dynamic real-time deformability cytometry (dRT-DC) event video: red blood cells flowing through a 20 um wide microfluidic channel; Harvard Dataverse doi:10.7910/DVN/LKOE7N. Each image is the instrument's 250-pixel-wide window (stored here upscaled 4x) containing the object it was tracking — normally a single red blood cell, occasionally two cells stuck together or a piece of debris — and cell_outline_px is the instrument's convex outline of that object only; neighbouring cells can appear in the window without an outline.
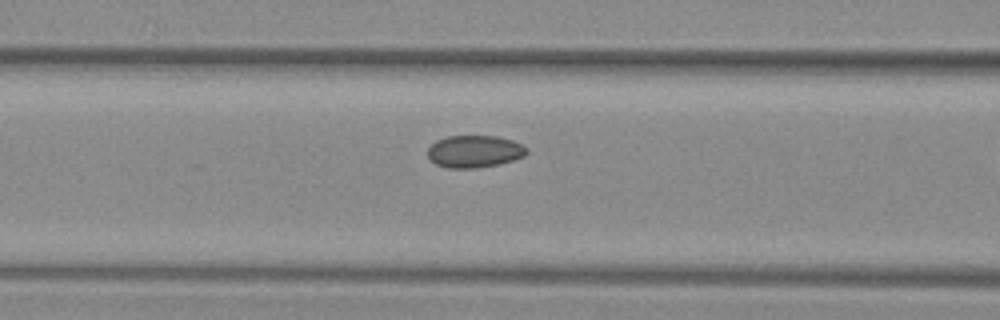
{"species": "common noctule bat (a hibernating species)", "species_latin": "Nyctalus noctula", "temperature_condition": "warm", "stored_images_in_passage": 11, "camera_frame_rate_fps": 3000, "um_per_image_px": 0.085, "animal": {"sex": "female", "body_mass_g": 29.2, "forearm_length_mm": 56.3}, "frame": {"image": 1, "passage_image": 10, "time_ms": 3.0, "image_size_px": [1000, 320], "cell_outline_px": [[528, 152], [524, 156], [500, 164], [476, 168], [448, 168], [436, 164], [428, 156], [428, 148], [436, 140], [448, 136], [496, 136], [512, 140], [528, 148]], "centroid_in_image_um": [40.33, 12.87], "position_along_channel_um": 126.3, "area_um2": 18.55}}